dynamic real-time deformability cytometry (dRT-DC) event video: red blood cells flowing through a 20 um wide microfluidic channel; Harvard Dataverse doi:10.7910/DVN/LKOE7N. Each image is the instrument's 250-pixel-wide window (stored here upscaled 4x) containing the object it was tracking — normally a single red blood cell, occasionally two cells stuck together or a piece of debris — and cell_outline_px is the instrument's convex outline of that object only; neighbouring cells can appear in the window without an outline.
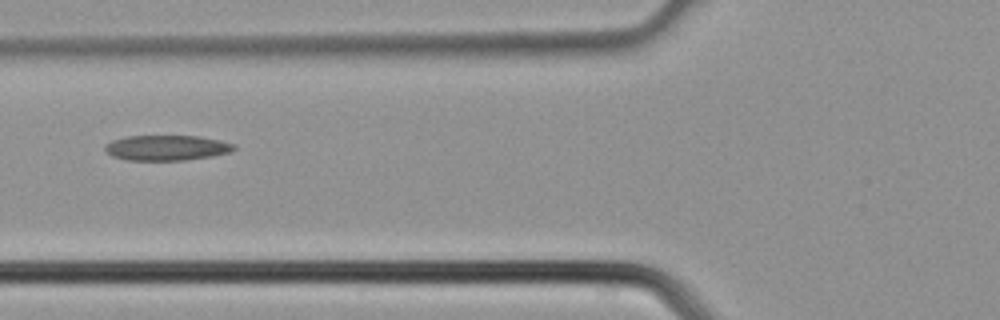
{"species": "common noctule bat (a hibernating species)", "species_latin": "Nyctalus noctula", "temperature_condition": "cold", "stored_images_in_passage": 3, "camera_frame_rate_fps": 3000, "um_per_image_px": 0.085, "animal": {"sex": "male", "body_mass_g": 21.5, "forearm_length_mm": 52.0}, "frame": {"image": 1, "passage_image": 3, "time_ms": 0.667, "image_size_px": [1000, 320], "cell_outline_px": [[236, 148], [228, 152], [212, 156], [184, 160], [128, 160], [112, 156], [104, 152], [104, 144], [112, 140], [128, 136], [200, 136], [220, 140], [236, 144]], "centroid_in_image_um": [14.14, 12.56], "position_along_channel_um": 111.7, "area_um2": 19.07}}